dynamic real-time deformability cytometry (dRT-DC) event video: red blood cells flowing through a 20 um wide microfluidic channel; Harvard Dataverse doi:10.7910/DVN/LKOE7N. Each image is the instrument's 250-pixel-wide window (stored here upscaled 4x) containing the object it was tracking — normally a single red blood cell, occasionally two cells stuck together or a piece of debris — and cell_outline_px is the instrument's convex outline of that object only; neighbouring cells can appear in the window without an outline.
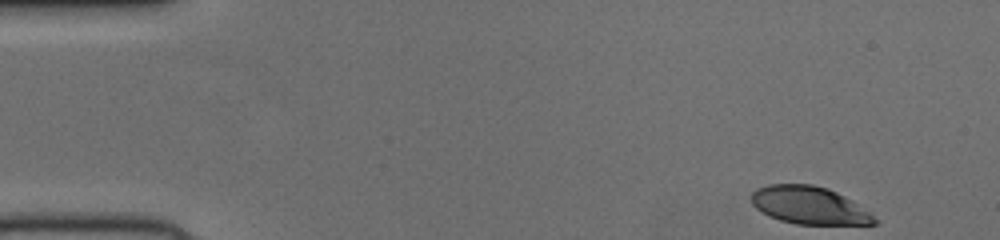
{"species": "human", "species_latin": "Homo sapiens", "temperature_condition": "cold", "stored_images_in_passage": 48, "camera_frame_rate_fps": 3000, "um_per_image_px": 0.085, "donor": {"sex": "female"}, "frame": {"image": 1, "passage_image": 1, "time_ms": 0.0, "image_size_px": [1000, 240], "cell_outline_px": [[880, 220], [876, 224], [796, 224], [780, 220], [768, 216], [756, 208], [752, 204], [752, 192], [756, 188], [768, 184], [812, 184], [828, 188], [852, 200]], "centroid_in_image_um": [68.78, 17.45], "position_along_channel_um": 16.2, "area_um2": 27.05}}
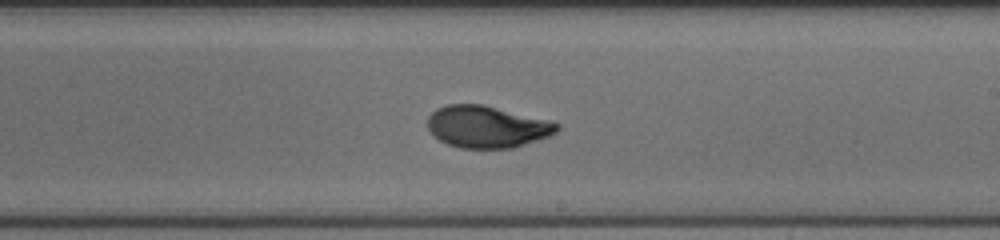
{"frame": {"image": 2, "passage_image": 27, "time_ms": 8.667, "image_size_px": [1000, 240], "cell_outline_px": [[560, 128], [556, 132], [548, 136], [512, 148], [460, 148], [448, 144], [440, 140], [428, 128], [428, 116], [436, 108], [448, 104], [484, 104], [552, 120], [560, 124]], "centroid_in_image_um": [41.42, 10.75], "position_along_channel_um": 247.6, "area_um2": 31.73}}
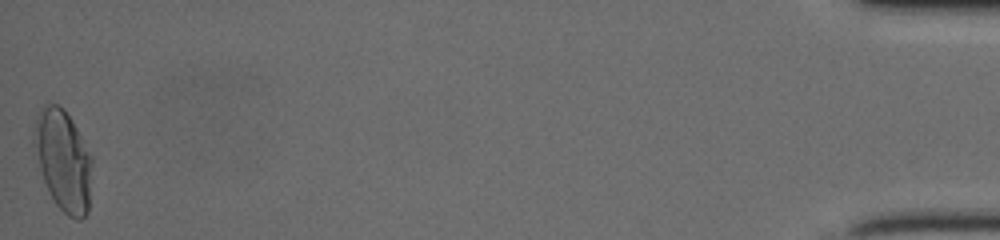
{"frame": {"image": 3, "passage_image": 48, "time_ms": 15.667, "image_size_px": [1000, 240], "cell_outline_px": [[92, 164], [88, 212], [80, 220], [76, 220], [68, 216], [56, 204], [44, 180], [32, 144], [32, 140], [36, 116], [44, 104], [48, 100], [64, 108], [72, 120], [92, 156]], "centroid_in_image_um": [5.36, 13.58], "position_along_channel_um": 429.8, "area_um2": 34.22}}